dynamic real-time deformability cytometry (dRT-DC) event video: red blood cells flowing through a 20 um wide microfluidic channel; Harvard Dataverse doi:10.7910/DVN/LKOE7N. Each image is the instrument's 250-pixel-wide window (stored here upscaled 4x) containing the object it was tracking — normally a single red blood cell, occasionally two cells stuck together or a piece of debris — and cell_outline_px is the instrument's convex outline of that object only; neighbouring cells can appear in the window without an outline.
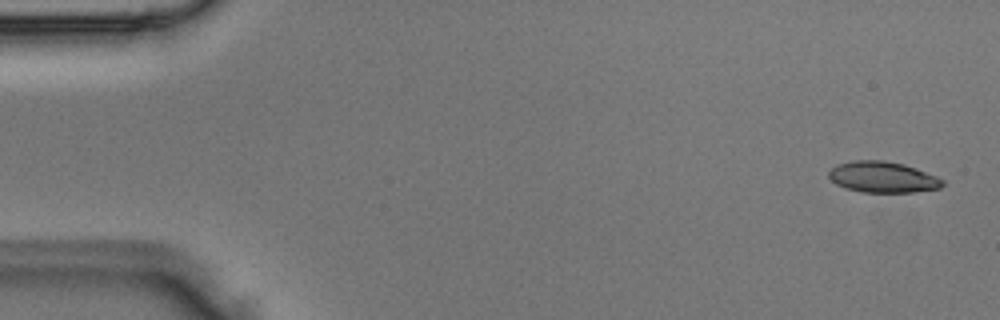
{"species": "Egyptian fruit bat (a non-hibernating species)", "species_latin": "Rousettus aegyptiacus", "temperature_condition": "room temperature", "stored_images_in_passage": 7, "camera_frame_rate_fps": 3000, "um_per_image_px": 0.085, "animal": {"sex": "male"}, "frame": {"image": 1, "passage_image": 1, "time_ms": 0.0, "image_size_px": [1000, 320], "cell_outline_px": [[944, 184], [940, 188], [912, 192], [860, 192], [844, 188], [836, 184], [828, 176], [828, 172], [836, 164], [852, 160], [884, 160], [904, 164], [916, 168], [936, 176], [944, 180]], "centroid_in_image_um": [75.01, 15.05], "position_along_channel_um": 10.0, "area_um2": 20.69}}
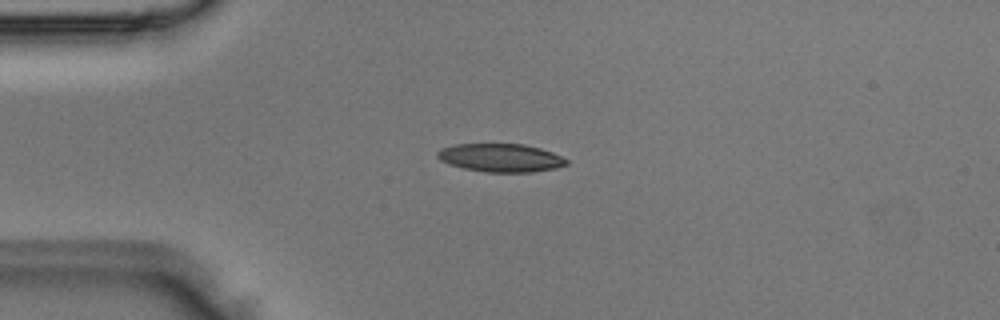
{"frame": {"image": 2, "passage_image": 4, "time_ms": 1.0, "image_size_px": [1000, 320], "cell_outline_px": [[568, 164], [556, 168], [532, 172], [484, 172], [464, 168], [448, 164], [440, 160], [436, 156], [436, 152], [440, 148], [456, 144], [524, 144], [540, 148], [552, 152], [568, 160]], "centroid_in_image_um": [42.53, 13.41], "position_along_channel_um": 42.5, "area_um2": 21.33}}
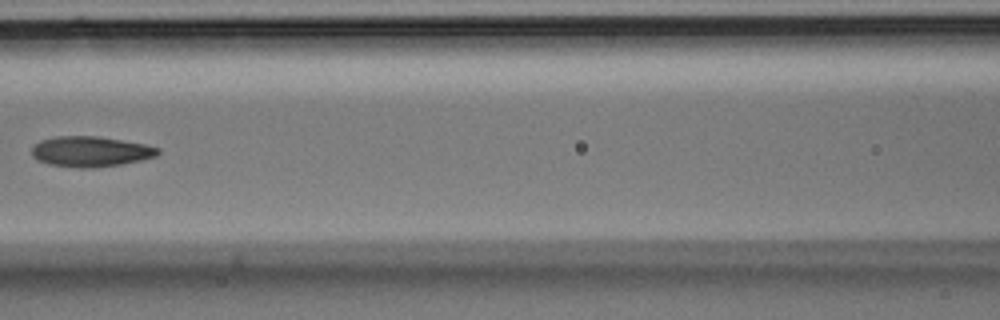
{"frame": {"image": 3, "passage_image": 7, "time_ms": 2.0, "image_size_px": [1000, 320], "cell_outline_px": [[160, 152], [156, 156], [140, 160], [120, 164], [96, 168], [80, 168], [48, 164], [36, 160], [32, 156], [32, 148], [40, 140], [56, 136], [96, 136], [144, 144], [160, 148]], "centroid_in_image_um": [7.67, 12.88], "position_along_channel_um": 158.9, "area_um2": 22.31}}